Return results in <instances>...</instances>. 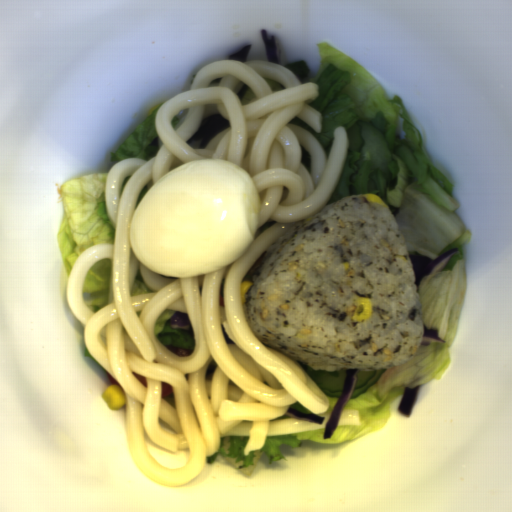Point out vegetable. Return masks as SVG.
<instances>
[{"instance_id": "5", "label": "vegetable", "mask_w": 512, "mask_h": 512, "mask_svg": "<svg viewBox=\"0 0 512 512\" xmlns=\"http://www.w3.org/2000/svg\"><path fill=\"white\" fill-rule=\"evenodd\" d=\"M176 313L178 312L168 308L161 311L155 322V337L163 346L181 347L192 352L195 348L196 339L191 326L189 330H173L167 324V320Z\"/></svg>"}, {"instance_id": "3", "label": "vegetable", "mask_w": 512, "mask_h": 512, "mask_svg": "<svg viewBox=\"0 0 512 512\" xmlns=\"http://www.w3.org/2000/svg\"><path fill=\"white\" fill-rule=\"evenodd\" d=\"M113 263L101 259L88 269L82 283V301L90 311H97L109 302Z\"/></svg>"}, {"instance_id": "4", "label": "vegetable", "mask_w": 512, "mask_h": 512, "mask_svg": "<svg viewBox=\"0 0 512 512\" xmlns=\"http://www.w3.org/2000/svg\"><path fill=\"white\" fill-rule=\"evenodd\" d=\"M230 127L214 104L205 105L200 123L193 135L185 140V145L193 149L206 148L207 145L222 131Z\"/></svg>"}, {"instance_id": "2", "label": "vegetable", "mask_w": 512, "mask_h": 512, "mask_svg": "<svg viewBox=\"0 0 512 512\" xmlns=\"http://www.w3.org/2000/svg\"><path fill=\"white\" fill-rule=\"evenodd\" d=\"M164 102L167 101L154 104L144 119L111 151L109 165L59 184L63 213L56 239L69 276L92 244L113 243L114 226L107 206L106 177L114 163L156 155L162 142L155 115Z\"/></svg>"}, {"instance_id": "8", "label": "vegetable", "mask_w": 512, "mask_h": 512, "mask_svg": "<svg viewBox=\"0 0 512 512\" xmlns=\"http://www.w3.org/2000/svg\"><path fill=\"white\" fill-rule=\"evenodd\" d=\"M338 399H339V398H331V397H330V400H329V404H328V408H327V412H326V414H332L333 409H334V407H335V405H336V403H337Z\"/></svg>"}, {"instance_id": "6", "label": "vegetable", "mask_w": 512, "mask_h": 512, "mask_svg": "<svg viewBox=\"0 0 512 512\" xmlns=\"http://www.w3.org/2000/svg\"><path fill=\"white\" fill-rule=\"evenodd\" d=\"M350 154L351 150L349 152V155L347 157L344 169L342 171V174L331 194L329 199L326 201V203L323 205V207L320 209L318 214L329 204L344 198L346 196H350V183L354 176L353 169L350 166Z\"/></svg>"}, {"instance_id": "1", "label": "vegetable", "mask_w": 512, "mask_h": 512, "mask_svg": "<svg viewBox=\"0 0 512 512\" xmlns=\"http://www.w3.org/2000/svg\"><path fill=\"white\" fill-rule=\"evenodd\" d=\"M317 65L297 60L289 67L299 83L317 86L315 100L307 102L320 112V130L299 116L291 120L308 131L330 154L335 131L347 132L359 119L377 128L387 143L392 162L380 172L365 162L354 183V195L376 194L389 207L401 231L414 273L437 256L456 248L442 270L428 274L416 289L422 322L446 343L420 344L402 366L385 369L362 395L349 398L343 412H359L358 423L336 426L332 436L315 429L270 435L263 445L244 454L248 436L224 435L204 464L225 463L250 476L259 462L279 463L280 450L303 442L341 444L370 434L397 415L406 386L418 391L444 374L457 341L465 307L467 245L471 233L458 214L455 183L431 158L423 136L399 95L388 93L371 69L326 41L318 43Z\"/></svg>"}, {"instance_id": "7", "label": "vegetable", "mask_w": 512, "mask_h": 512, "mask_svg": "<svg viewBox=\"0 0 512 512\" xmlns=\"http://www.w3.org/2000/svg\"><path fill=\"white\" fill-rule=\"evenodd\" d=\"M253 43H247L246 45H244L243 47H241L239 50H237L236 52H234L233 54H231L229 57H227L225 60H235V61H238L240 63H246L247 61V57H248V53H249V50L251 48Z\"/></svg>"}]
</instances>
